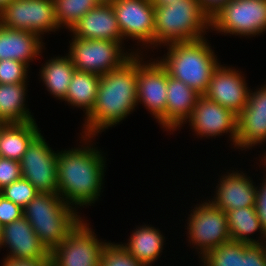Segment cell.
<instances>
[{
  "instance_id": "cell-10",
  "label": "cell",
  "mask_w": 266,
  "mask_h": 266,
  "mask_svg": "<svg viewBox=\"0 0 266 266\" xmlns=\"http://www.w3.org/2000/svg\"><path fill=\"white\" fill-rule=\"evenodd\" d=\"M92 230L82 219L50 253L52 266H99L107 242L96 238Z\"/></svg>"
},
{
  "instance_id": "cell-24",
  "label": "cell",
  "mask_w": 266,
  "mask_h": 266,
  "mask_svg": "<svg viewBox=\"0 0 266 266\" xmlns=\"http://www.w3.org/2000/svg\"><path fill=\"white\" fill-rule=\"evenodd\" d=\"M26 84H0V124L35 121L25 104Z\"/></svg>"
},
{
  "instance_id": "cell-21",
  "label": "cell",
  "mask_w": 266,
  "mask_h": 266,
  "mask_svg": "<svg viewBox=\"0 0 266 266\" xmlns=\"http://www.w3.org/2000/svg\"><path fill=\"white\" fill-rule=\"evenodd\" d=\"M200 94L182 81L167 77L166 130L179 129L191 116Z\"/></svg>"
},
{
  "instance_id": "cell-18",
  "label": "cell",
  "mask_w": 266,
  "mask_h": 266,
  "mask_svg": "<svg viewBox=\"0 0 266 266\" xmlns=\"http://www.w3.org/2000/svg\"><path fill=\"white\" fill-rule=\"evenodd\" d=\"M70 31L73 37L79 39H102L121 44L124 42L111 3H99L74 24Z\"/></svg>"
},
{
  "instance_id": "cell-30",
  "label": "cell",
  "mask_w": 266,
  "mask_h": 266,
  "mask_svg": "<svg viewBox=\"0 0 266 266\" xmlns=\"http://www.w3.org/2000/svg\"><path fill=\"white\" fill-rule=\"evenodd\" d=\"M38 193L27 179L20 178L0 190V195L24 208Z\"/></svg>"
},
{
  "instance_id": "cell-8",
  "label": "cell",
  "mask_w": 266,
  "mask_h": 266,
  "mask_svg": "<svg viewBox=\"0 0 266 266\" xmlns=\"http://www.w3.org/2000/svg\"><path fill=\"white\" fill-rule=\"evenodd\" d=\"M209 201V202H208ZM206 199L191 210L187 222L188 240L190 245H196L199 251V258L206 253L221 246L224 243L232 241L228 228L226 212L215 207L210 200Z\"/></svg>"
},
{
  "instance_id": "cell-12",
  "label": "cell",
  "mask_w": 266,
  "mask_h": 266,
  "mask_svg": "<svg viewBox=\"0 0 266 266\" xmlns=\"http://www.w3.org/2000/svg\"><path fill=\"white\" fill-rule=\"evenodd\" d=\"M111 4L123 39L132 38L155 49V8L151 0H113Z\"/></svg>"
},
{
  "instance_id": "cell-35",
  "label": "cell",
  "mask_w": 266,
  "mask_h": 266,
  "mask_svg": "<svg viewBox=\"0 0 266 266\" xmlns=\"http://www.w3.org/2000/svg\"><path fill=\"white\" fill-rule=\"evenodd\" d=\"M23 216V208L0 195V224L2 226Z\"/></svg>"
},
{
  "instance_id": "cell-20",
  "label": "cell",
  "mask_w": 266,
  "mask_h": 266,
  "mask_svg": "<svg viewBox=\"0 0 266 266\" xmlns=\"http://www.w3.org/2000/svg\"><path fill=\"white\" fill-rule=\"evenodd\" d=\"M43 45L35 33L10 29L0 24V61L12 59L30 66L33 59L41 56Z\"/></svg>"
},
{
  "instance_id": "cell-40",
  "label": "cell",
  "mask_w": 266,
  "mask_h": 266,
  "mask_svg": "<svg viewBox=\"0 0 266 266\" xmlns=\"http://www.w3.org/2000/svg\"><path fill=\"white\" fill-rule=\"evenodd\" d=\"M12 0H0V11L8 5Z\"/></svg>"
},
{
  "instance_id": "cell-13",
  "label": "cell",
  "mask_w": 266,
  "mask_h": 266,
  "mask_svg": "<svg viewBox=\"0 0 266 266\" xmlns=\"http://www.w3.org/2000/svg\"><path fill=\"white\" fill-rule=\"evenodd\" d=\"M168 76L157 59L149 63L143 60L137 65V103L150 110V114L165 130Z\"/></svg>"
},
{
  "instance_id": "cell-5",
  "label": "cell",
  "mask_w": 266,
  "mask_h": 266,
  "mask_svg": "<svg viewBox=\"0 0 266 266\" xmlns=\"http://www.w3.org/2000/svg\"><path fill=\"white\" fill-rule=\"evenodd\" d=\"M154 8L155 47L197 41L205 38L206 30L210 29V16L198 0H177Z\"/></svg>"
},
{
  "instance_id": "cell-32",
  "label": "cell",
  "mask_w": 266,
  "mask_h": 266,
  "mask_svg": "<svg viewBox=\"0 0 266 266\" xmlns=\"http://www.w3.org/2000/svg\"><path fill=\"white\" fill-rule=\"evenodd\" d=\"M29 66L21 61L4 59L0 61V84L27 83Z\"/></svg>"
},
{
  "instance_id": "cell-3",
  "label": "cell",
  "mask_w": 266,
  "mask_h": 266,
  "mask_svg": "<svg viewBox=\"0 0 266 266\" xmlns=\"http://www.w3.org/2000/svg\"><path fill=\"white\" fill-rule=\"evenodd\" d=\"M207 41L203 38L169 43L166 45L167 55L158 59L169 76L182 81L200 95L207 90L211 76L219 66L217 55Z\"/></svg>"
},
{
  "instance_id": "cell-17",
  "label": "cell",
  "mask_w": 266,
  "mask_h": 266,
  "mask_svg": "<svg viewBox=\"0 0 266 266\" xmlns=\"http://www.w3.org/2000/svg\"><path fill=\"white\" fill-rule=\"evenodd\" d=\"M2 246L10 250L5 258L51 260L50 252L24 216L2 226L0 248Z\"/></svg>"
},
{
  "instance_id": "cell-26",
  "label": "cell",
  "mask_w": 266,
  "mask_h": 266,
  "mask_svg": "<svg viewBox=\"0 0 266 266\" xmlns=\"http://www.w3.org/2000/svg\"><path fill=\"white\" fill-rule=\"evenodd\" d=\"M228 228L232 241L243 242L247 244H265L266 233L264 232L255 206L243 207L226 211ZM261 233V240L253 239L249 234H254L257 231ZM260 239V241H259Z\"/></svg>"
},
{
  "instance_id": "cell-23",
  "label": "cell",
  "mask_w": 266,
  "mask_h": 266,
  "mask_svg": "<svg viewBox=\"0 0 266 266\" xmlns=\"http://www.w3.org/2000/svg\"><path fill=\"white\" fill-rule=\"evenodd\" d=\"M164 240L165 236L160 230L142 225L132 231L127 243L121 242V245L144 266H152L163 252Z\"/></svg>"
},
{
  "instance_id": "cell-31",
  "label": "cell",
  "mask_w": 266,
  "mask_h": 266,
  "mask_svg": "<svg viewBox=\"0 0 266 266\" xmlns=\"http://www.w3.org/2000/svg\"><path fill=\"white\" fill-rule=\"evenodd\" d=\"M99 266H144L121 244L107 242L103 247Z\"/></svg>"
},
{
  "instance_id": "cell-1",
  "label": "cell",
  "mask_w": 266,
  "mask_h": 266,
  "mask_svg": "<svg viewBox=\"0 0 266 266\" xmlns=\"http://www.w3.org/2000/svg\"><path fill=\"white\" fill-rule=\"evenodd\" d=\"M141 56H140V55ZM141 53L132 55L117 69L100 76L93 110L85 117L82 133L95 136L124 120L137 103V65Z\"/></svg>"
},
{
  "instance_id": "cell-43",
  "label": "cell",
  "mask_w": 266,
  "mask_h": 266,
  "mask_svg": "<svg viewBox=\"0 0 266 266\" xmlns=\"http://www.w3.org/2000/svg\"><path fill=\"white\" fill-rule=\"evenodd\" d=\"M1 235H2V225L0 224V239H1Z\"/></svg>"
},
{
  "instance_id": "cell-28",
  "label": "cell",
  "mask_w": 266,
  "mask_h": 266,
  "mask_svg": "<svg viewBox=\"0 0 266 266\" xmlns=\"http://www.w3.org/2000/svg\"><path fill=\"white\" fill-rule=\"evenodd\" d=\"M53 2L59 27L63 26L69 30L99 4L98 0H53Z\"/></svg>"
},
{
  "instance_id": "cell-14",
  "label": "cell",
  "mask_w": 266,
  "mask_h": 266,
  "mask_svg": "<svg viewBox=\"0 0 266 266\" xmlns=\"http://www.w3.org/2000/svg\"><path fill=\"white\" fill-rule=\"evenodd\" d=\"M237 118L231 109L221 106L219 103L200 95L196 101L191 116L188 119L189 125L195 131L197 137H215L229 133L230 140L236 147L237 139Z\"/></svg>"
},
{
  "instance_id": "cell-41",
  "label": "cell",
  "mask_w": 266,
  "mask_h": 266,
  "mask_svg": "<svg viewBox=\"0 0 266 266\" xmlns=\"http://www.w3.org/2000/svg\"><path fill=\"white\" fill-rule=\"evenodd\" d=\"M113 0H98L99 3H111Z\"/></svg>"
},
{
  "instance_id": "cell-15",
  "label": "cell",
  "mask_w": 266,
  "mask_h": 266,
  "mask_svg": "<svg viewBox=\"0 0 266 266\" xmlns=\"http://www.w3.org/2000/svg\"><path fill=\"white\" fill-rule=\"evenodd\" d=\"M236 70L219 64L203 96L239 115L247 105L250 89L245 77Z\"/></svg>"
},
{
  "instance_id": "cell-39",
  "label": "cell",
  "mask_w": 266,
  "mask_h": 266,
  "mask_svg": "<svg viewBox=\"0 0 266 266\" xmlns=\"http://www.w3.org/2000/svg\"><path fill=\"white\" fill-rule=\"evenodd\" d=\"M177 0H151L153 5H168L169 3H173Z\"/></svg>"
},
{
  "instance_id": "cell-4",
  "label": "cell",
  "mask_w": 266,
  "mask_h": 266,
  "mask_svg": "<svg viewBox=\"0 0 266 266\" xmlns=\"http://www.w3.org/2000/svg\"><path fill=\"white\" fill-rule=\"evenodd\" d=\"M76 211L58 193L40 192L23 208V216L51 253L82 220Z\"/></svg>"
},
{
  "instance_id": "cell-42",
  "label": "cell",
  "mask_w": 266,
  "mask_h": 266,
  "mask_svg": "<svg viewBox=\"0 0 266 266\" xmlns=\"http://www.w3.org/2000/svg\"><path fill=\"white\" fill-rule=\"evenodd\" d=\"M263 159V160H262ZM261 161H264L262 162V165H264L266 167V155H264V157H262ZM264 163V164H263Z\"/></svg>"
},
{
  "instance_id": "cell-37",
  "label": "cell",
  "mask_w": 266,
  "mask_h": 266,
  "mask_svg": "<svg viewBox=\"0 0 266 266\" xmlns=\"http://www.w3.org/2000/svg\"><path fill=\"white\" fill-rule=\"evenodd\" d=\"M2 266H52L51 260L4 258Z\"/></svg>"
},
{
  "instance_id": "cell-36",
  "label": "cell",
  "mask_w": 266,
  "mask_h": 266,
  "mask_svg": "<svg viewBox=\"0 0 266 266\" xmlns=\"http://www.w3.org/2000/svg\"><path fill=\"white\" fill-rule=\"evenodd\" d=\"M266 177V175L264 176ZM256 202L255 209L259 220L261 222L262 228L266 233V178L263 179L261 186H256ZM259 187V188H258Z\"/></svg>"
},
{
  "instance_id": "cell-38",
  "label": "cell",
  "mask_w": 266,
  "mask_h": 266,
  "mask_svg": "<svg viewBox=\"0 0 266 266\" xmlns=\"http://www.w3.org/2000/svg\"><path fill=\"white\" fill-rule=\"evenodd\" d=\"M202 9L210 16V18L216 13L222 6H224L229 0H198Z\"/></svg>"
},
{
  "instance_id": "cell-11",
  "label": "cell",
  "mask_w": 266,
  "mask_h": 266,
  "mask_svg": "<svg viewBox=\"0 0 266 266\" xmlns=\"http://www.w3.org/2000/svg\"><path fill=\"white\" fill-rule=\"evenodd\" d=\"M39 133L20 160L22 177L41 193H57L58 150L54 152Z\"/></svg>"
},
{
  "instance_id": "cell-9",
  "label": "cell",
  "mask_w": 266,
  "mask_h": 266,
  "mask_svg": "<svg viewBox=\"0 0 266 266\" xmlns=\"http://www.w3.org/2000/svg\"><path fill=\"white\" fill-rule=\"evenodd\" d=\"M0 24L10 29L27 30L41 39L43 34L60 28L53 0H12L0 11Z\"/></svg>"
},
{
  "instance_id": "cell-25",
  "label": "cell",
  "mask_w": 266,
  "mask_h": 266,
  "mask_svg": "<svg viewBox=\"0 0 266 266\" xmlns=\"http://www.w3.org/2000/svg\"><path fill=\"white\" fill-rule=\"evenodd\" d=\"M40 69V78L46 86L47 91L59 100H64L72 80L74 71L71 58L57 56L51 57Z\"/></svg>"
},
{
  "instance_id": "cell-7",
  "label": "cell",
  "mask_w": 266,
  "mask_h": 266,
  "mask_svg": "<svg viewBox=\"0 0 266 266\" xmlns=\"http://www.w3.org/2000/svg\"><path fill=\"white\" fill-rule=\"evenodd\" d=\"M68 56L76 70L93 73L99 76L120 67L137 50L127 51L119 42L102 39H79L72 37Z\"/></svg>"
},
{
  "instance_id": "cell-6",
  "label": "cell",
  "mask_w": 266,
  "mask_h": 266,
  "mask_svg": "<svg viewBox=\"0 0 266 266\" xmlns=\"http://www.w3.org/2000/svg\"><path fill=\"white\" fill-rule=\"evenodd\" d=\"M210 28L225 35L258 36L266 31V0H229L210 18Z\"/></svg>"
},
{
  "instance_id": "cell-27",
  "label": "cell",
  "mask_w": 266,
  "mask_h": 266,
  "mask_svg": "<svg viewBox=\"0 0 266 266\" xmlns=\"http://www.w3.org/2000/svg\"><path fill=\"white\" fill-rule=\"evenodd\" d=\"M99 82V75L75 70L64 101L83 108L87 116L94 108Z\"/></svg>"
},
{
  "instance_id": "cell-34",
  "label": "cell",
  "mask_w": 266,
  "mask_h": 266,
  "mask_svg": "<svg viewBox=\"0 0 266 266\" xmlns=\"http://www.w3.org/2000/svg\"><path fill=\"white\" fill-rule=\"evenodd\" d=\"M243 266H266V243L248 244L243 249Z\"/></svg>"
},
{
  "instance_id": "cell-2",
  "label": "cell",
  "mask_w": 266,
  "mask_h": 266,
  "mask_svg": "<svg viewBox=\"0 0 266 266\" xmlns=\"http://www.w3.org/2000/svg\"><path fill=\"white\" fill-rule=\"evenodd\" d=\"M80 135L84 146L59 151L57 160V193L66 204L78 208L99 199L107 167L106 158L90 143L93 136Z\"/></svg>"
},
{
  "instance_id": "cell-16",
  "label": "cell",
  "mask_w": 266,
  "mask_h": 266,
  "mask_svg": "<svg viewBox=\"0 0 266 266\" xmlns=\"http://www.w3.org/2000/svg\"><path fill=\"white\" fill-rule=\"evenodd\" d=\"M259 89V90H258ZM266 142V85L250 90L247 105L237 118V149Z\"/></svg>"
},
{
  "instance_id": "cell-22",
  "label": "cell",
  "mask_w": 266,
  "mask_h": 266,
  "mask_svg": "<svg viewBox=\"0 0 266 266\" xmlns=\"http://www.w3.org/2000/svg\"><path fill=\"white\" fill-rule=\"evenodd\" d=\"M39 129L36 121L0 124V157L20 162Z\"/></svg>"
},
{
  "instance_id": "cell-19",
  "label": "cell",
  "mask_w": 266,
  "mask_h": 266,
  "mask_svg": "<svg viewBox=\"0 0 266 266\" xmlns=\"http://www.w3.org/2000/svg\"><path fill=\"white\" fill-rule=\"evenodd\" d=\"M237 171V172H236ZM234 170L226 172L220 177V182L216 186L215 197L211 203L223 211L240 209L243 207L255 206L256 202V184L252 178L248 177L242 171Z\"/></svg>"
},
{
  "instance_id": "cell-29",
  "label": "cell",
  "mask_w": 266,
  "mask_h": 266,
  "mask_svg": "<svg viewBox=\"0 0 266 266\" xmlns=\"http://www.w3.org/2000/svg\"><path fill=\"white\" fill-rule=\"evenodd\" d=\"M247 245L236 241L224 243L201 258L203 266H243V249Z\"/></svg>"
},
{
  "instance_id": "cell-33",
  "label": "cell",
  "mask_w": 266,
  "mask_h": 266,
  "mask_svg": "<svg viewBox=\"0 0 266 266\" xmlns=\"http://www.w3.org/2000/svg\"><path fill=\"white\" fill-rule=\"evenodd\" d=\"M22 178L20 162L0 157V190Z\"/></svg>"
}]
</instances>
